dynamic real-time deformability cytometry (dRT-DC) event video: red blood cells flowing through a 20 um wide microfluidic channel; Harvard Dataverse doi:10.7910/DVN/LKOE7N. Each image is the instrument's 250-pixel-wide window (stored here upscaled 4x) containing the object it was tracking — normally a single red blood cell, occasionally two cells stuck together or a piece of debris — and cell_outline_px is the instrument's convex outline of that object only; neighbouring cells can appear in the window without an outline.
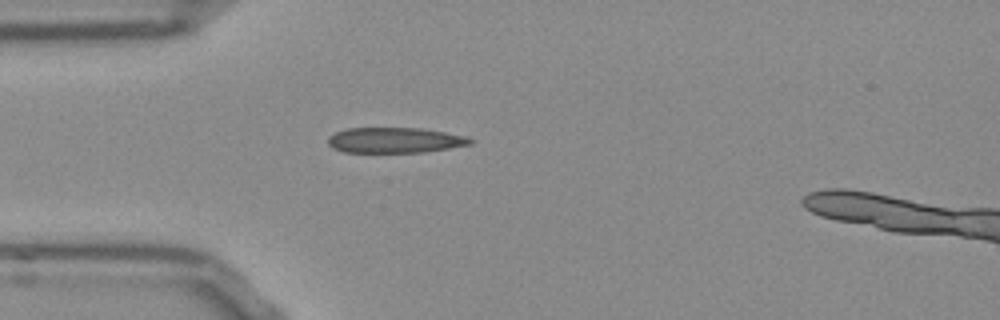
{"species": "Egyptian fruit bat (a non-hibernating species)", "species_latin": "Rousettus aegyptiacus", "temperature_condition": "room temperature", "stored_images_in_passage": 37, "camera_frame_rate_fps": 3000, "um_per_image_px": 0.085, "frame": {"image": 1, "passage_image": 1, "time_ms": 0.0, "image_size_px": [1000, 320], "cell_outline_px": [[476, 140], [472, 144], [424, 152], [344, 152], [332, 148], [328, 144], [328, 136], [336, 132], [348, 128], [424, 128], [468, 136]], "centroid_in_image_um": [33.6, 11.91], "position_along_channel_um": 51.4, "area_um2": 21.27}}
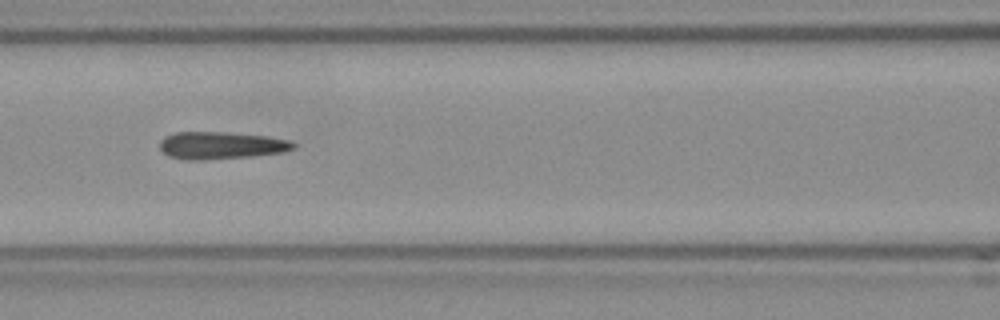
{"frame": {"image": 2, "passage_image": 9, "time_ms": 2.667, "image_size_px": [1000, 320], "cell_outline_px": [[296, 148], [284, 152], [252, 156], [204, 160], [184, 160], [168, 156], [160, 148], [160, 140], [164, 136], [176, 132], [224, 132], [268, 136], [292, 140], [296, 144]], "centroid_in_image_um": [18.81, 12.36], "position_along_channel_um": 147.8, "area_um2": 21.56}}
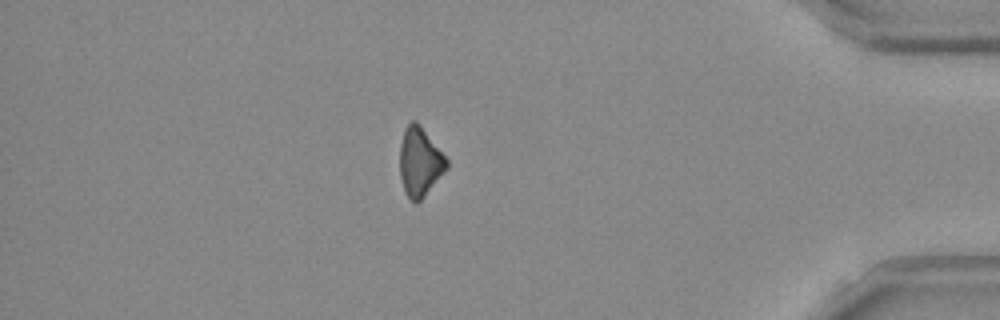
{"frame": {"image": 3, "passage_image": 32, "time_ms": 10.333, "image_size_px": [1000, 320], "cell_outline_px": [[448, 168], [424, 196], [416, 204], [404, 192], [400, 176], [400, 144], [404, 128], [412, 120], [416, 120], [420, 124], [448, 160]], "centroid_in_image_um": [35.68, 13.74], "position_along_channel_um": 399.5, "area_um2": 18.79}}